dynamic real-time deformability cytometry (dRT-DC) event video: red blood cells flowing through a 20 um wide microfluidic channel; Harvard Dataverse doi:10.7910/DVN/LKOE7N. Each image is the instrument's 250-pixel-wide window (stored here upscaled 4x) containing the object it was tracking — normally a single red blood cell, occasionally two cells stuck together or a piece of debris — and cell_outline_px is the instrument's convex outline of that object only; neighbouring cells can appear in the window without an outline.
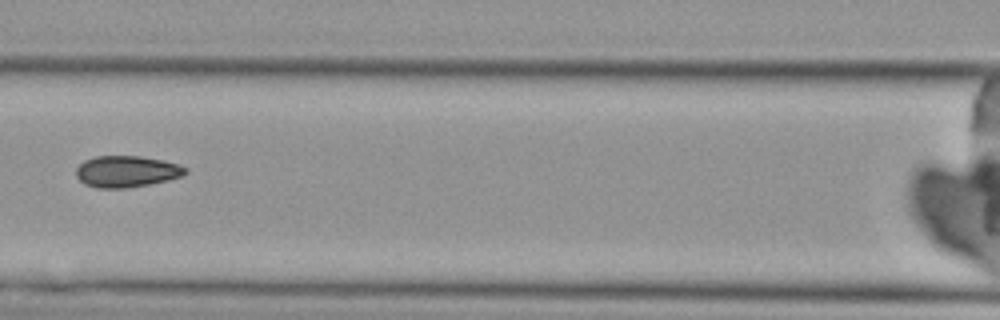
{"species": "Egyptian fruit bat (a non-hibernating species)", "species_latin": "Rousettus aegyptiacus", "temperature_condition": "cold", "stored_images_in_passage": 3, "camera_frame_rate_fps": 3000, "um_per_image_px": 0.085, "animal": {"sex": "female"}, "frame": {"image": 1, "passage_image": 3, "time_ms": 2.333, "image_size_px": [1000, 320], "cell_outline_px": [[188, 172], [184, 176], [168, 180], [128, 188], [96, 188], [84, 184], [76, 176], [76, 168], [84, 160], [96, 156], [140, 156], [164, 160], [180, 164], [188, 168]], "centroid_in_image_um": [10.79, 14.57], "position_along_channel_um": 155.8, "area_um2": 20.29}}